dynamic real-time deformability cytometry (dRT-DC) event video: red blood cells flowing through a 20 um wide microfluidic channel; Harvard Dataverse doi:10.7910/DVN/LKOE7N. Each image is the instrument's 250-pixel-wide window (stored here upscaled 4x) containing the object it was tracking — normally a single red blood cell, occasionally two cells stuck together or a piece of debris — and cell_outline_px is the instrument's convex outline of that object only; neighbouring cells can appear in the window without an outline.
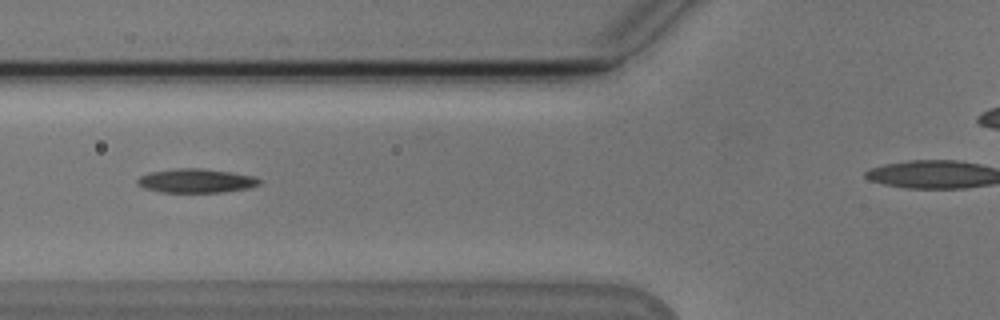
{"species": "Egyptian fruit bat (a non-hibernating species)", "species_latin": "Rousettus aegyptiacus", "temperature_condition": "cold", "stored_images_in_passage": 35, "camera_frame_rate_fps": 3000, "um_per_image_px": 0.085, "animal": {"sex": "male"}, "frame": {"image": 1, "passage_image": 8, "time_ms": 2.333, "image_size_px": [1000, 320], "cell_outline_px": [[260, 184], [248, 188], [220, 192], [160, 192], [144, 188], [136, 184], [136, 180], [140, 176], [148, 172], [180, 168], [200, 168], [232, 172], [252, 176], [260, 180]], "centroid_in_image_um": [16.61, 15.36], "position_along_channel_um": 109.2, "area_um2": 16.99}}
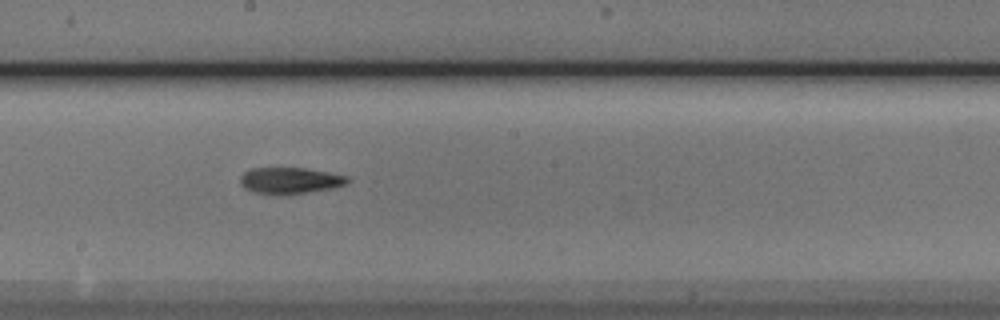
{"frame": {"image": 2, "passage_image": 17, "time_ms": 5.333, "image_size_px": [1000, 320], "cell_outline_px": [[352, 180], [348, 184], [332, 188], [308, 192], [256, 192], [244, 188], [240, 184], [240, 176], [244, 172], [252, 168], [304, 168], [328, 172], [348, 176]], "centroid_in_image_um": [24.71, 15.3], "position_along_channel_um": 223.5, "area_um2": 15.95}}
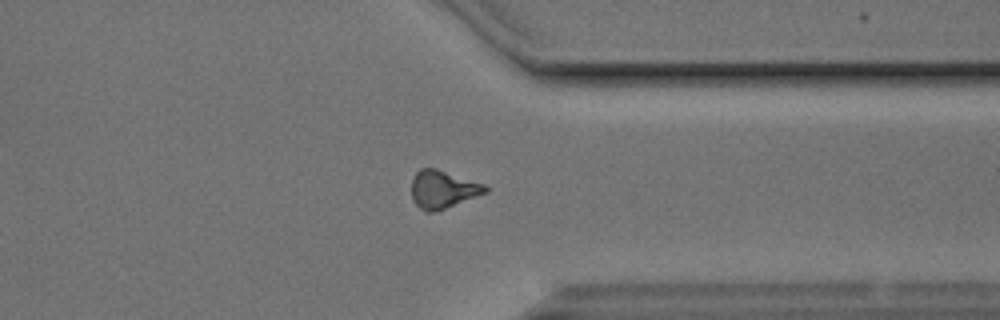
{"frame": {"image": 3, "passage_image": 29, "time_ms": 9.333, "image_size_px": [1000, 320], "cell_outline_px": [[488, 192], [444, 208], [432, 212], [424, 212], [412, 200], [412, 180], [416, 172], [420, 168], [436, 168], [484, 184], [488, 188]], "centroid_in_image_um": [37.62, 16.08], "position_along_channel_um": 373.8, "area_um2": 16.07}}